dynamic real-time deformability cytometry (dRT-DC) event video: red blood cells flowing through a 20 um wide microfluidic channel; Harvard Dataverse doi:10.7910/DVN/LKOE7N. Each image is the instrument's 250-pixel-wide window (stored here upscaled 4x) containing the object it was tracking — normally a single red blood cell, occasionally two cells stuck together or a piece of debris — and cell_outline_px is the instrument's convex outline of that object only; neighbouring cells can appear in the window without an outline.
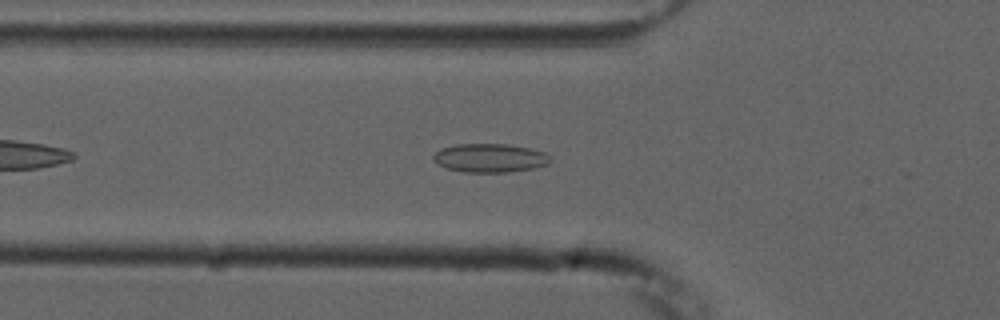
{"species": "common noctule bat (a hibernating species)", "species_latin": "Nyctalus noctula", "temperature_condition": "cold", "stored_images_in_passage": 38, "camera_frame_rate_fps": 3000, "um_per_image_px": 0.085, "animal": {"sex": "male", "forearm_length_mm": 52.5}, "frame": {"image": 1, "passage_image": 8, "time_ms": 2.333, "image_size_px": [1000, 320], "cell_outline_px": [[548, 164], [532, 168], [508, 172], [464, 172], [448, 168], [440, 164], [432, 156], [440, 148], [456, 144], [508, 144], [528, 148], [544, 152], [548, 156]], "centroid_in_image_um": [41.62, 13.42], "position_along_channel_um": 84.2, "area_um2": 19.19}}
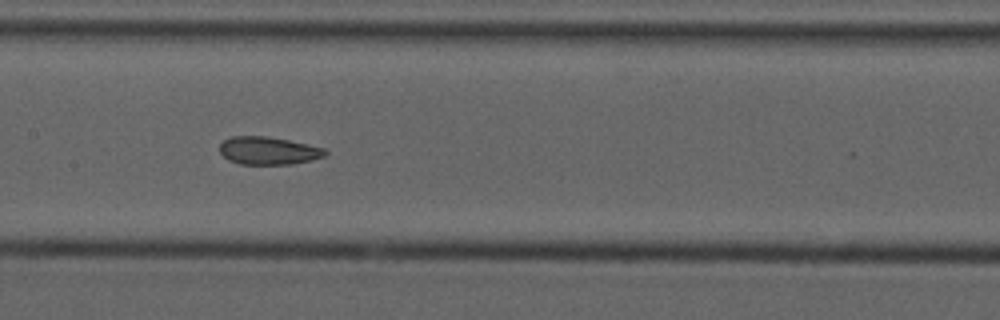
{"frame": {"image": 2, "passage_image": 16, "time_ms": 5.0, "image_size_px": [1000, 320], "cell_outline_px": [[328, 152], [324, 156], [312, 160], [292, 164], [240, 164], [228, 160], [220, 152], [220, 144], [224, 140], [232, 136], [264, 136], [288, 140], [308, 144], [324, 148]], "centroid_in_image_um": [22.81, 12.81], "position_along_channel_um": 184.6, "area_um2": 17.05}}
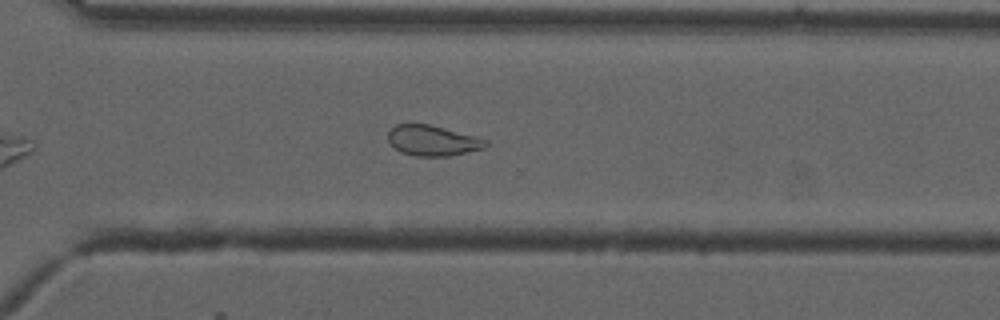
{"frame": {"image": 3, "passage_image": 28, "time_ms": 9.0, "image_size_px": [1000, 320], "cell_outline_px": [[488, 144], [484, 148], [448, 156], [416, 156], [404, 152], [396, 148], [388, 140], [388, 132], [396, 124], [428, 124], [488, 140]], "centroid_in_image_um": [36.77, 11.95], "position_along_channel_um": 333.8, "area_um2": 16.88}, "authors_computed_cell_mechanics": {"area_um2": 18.1781, "velocity_mm_per_s": 3.7467, "shape_relaxation_time_tau1_ms": null, "shape_relaxation_time_tau2_ms": 1.7069, "deformation_change_tau1": null, "deformation_change_tau2": 0.0671}}